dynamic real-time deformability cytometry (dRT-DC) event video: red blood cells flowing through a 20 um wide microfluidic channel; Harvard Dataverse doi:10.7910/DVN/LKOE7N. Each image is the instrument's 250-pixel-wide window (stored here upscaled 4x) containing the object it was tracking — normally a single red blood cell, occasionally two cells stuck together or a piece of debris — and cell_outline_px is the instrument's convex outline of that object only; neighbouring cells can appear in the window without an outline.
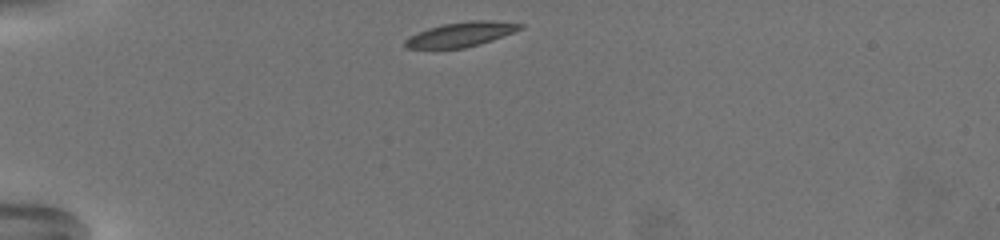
{"species": "common noctule bat (a hibernating species)", "species_latin": "Nyctalus noctula", "temperature_condition": "warm", "stored_images_in_passage": 40, "camera_frame_rate_fps": 3000, "um_per_image_px": 0.085, "animal": {"sex": "female", "body_mass_g": 19.5, "forearm_length_mm": 54.1}, "frame": {"image": 1, "passage_image": 1, "time_ms": 0.0, "image_size_px": [1000, 240], "cell_outline_px": [[524, 28], [492, 40], [480, 44], [464, 48], [408, 48], [404, 44], [404, 40], [408, 36], [428, 28], [444, 24], [472, 20], [492, 20], [524, 24]], "centroid_in_image_um": [39.2, 2.91], "position_along_channel_um": 45.8, "area_um2": 16.42}}
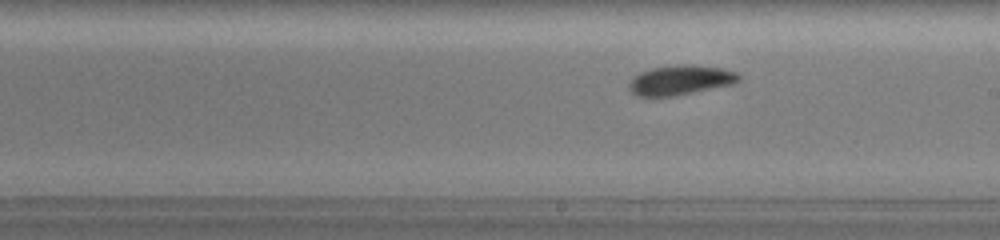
{"frame": {"image": 2, "passage_image": 22, "time_ms": 7.0, "image_size_px": [1000, 240], "cell_outline_px": [[740, 80], [728, 84], [672, 96], [636, 96], [628, 88], [628, 84], [640, 72], [652, 68], [676, 64], [692, 64], [720, 68], [736, 72], [740, 76]], "centroid_in_image_um": [57.78, 6.79], "position_along_channel_um": 231.2, "area_um2": 18.55}}
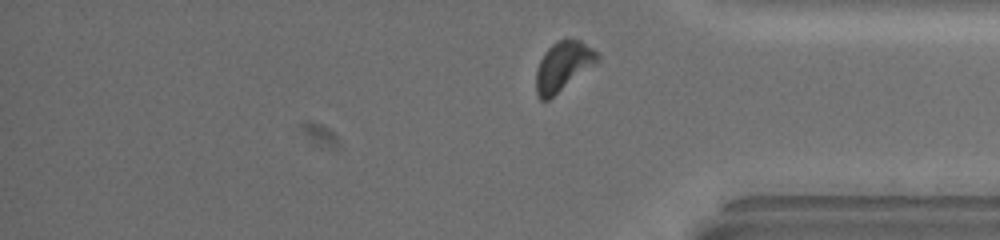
{"frame": {"image": 3, "passage_image": 37, "time_ms": 12.0, "image_size_px": [1000, 240], "cell_outline_px": [[600, 60], [548, 100], [540, 100], [536, 92], [536, 72], [540, 60], [544, 52], [556, 40], [580, 40], [592, 48], [600, 56]], "centroid_in_image_um": [47.85, 5.63], "position_along_channel_um": 387.4, "area_um2": 17.34}, "authors_computed_cell_mechanics": {"area_um2": 18.0047, "velocity_mm_per_s": 3.2368, "shape_relaxation_time_tau1_ms": 2.2307, "shape_relaxation_time_tau2_ms": 4.5921, "deformation_change_tau1": 0.1109, "deformation_change_tau2": 0.0826}}